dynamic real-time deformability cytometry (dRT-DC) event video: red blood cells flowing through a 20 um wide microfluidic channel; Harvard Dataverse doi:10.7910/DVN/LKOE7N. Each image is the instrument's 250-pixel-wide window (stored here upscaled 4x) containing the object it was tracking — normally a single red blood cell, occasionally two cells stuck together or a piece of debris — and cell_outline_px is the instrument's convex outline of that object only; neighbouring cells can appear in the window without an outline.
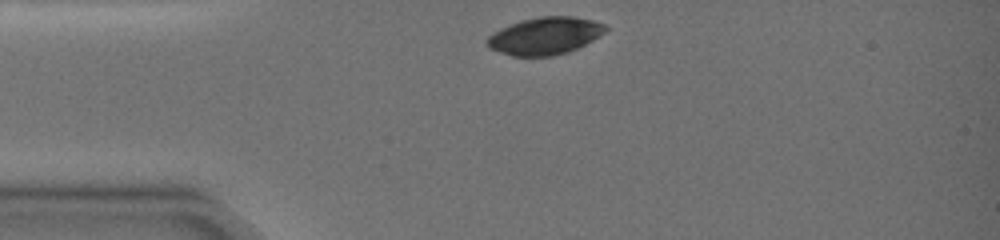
{"species": "common noctule bat (a hibernating species)", "species_latin": "Nyctalus noctula", "temperature_condition": "warm", "stored_images_in_passage": 5, "camera_frame_rate_fps": 3000, "um_per_image_px": 0.085, "animal": {"sex": "female", "body_mass_g": 19.0, "forearm_length_mm": 51.5}, "frame": {"image": 1, "passage_image": 1, "time_ms": 0.0, "image_size_px": [1000, 240], "cell_outline_px": [[608, 28], [604, 32], [592, 40], [568, 52], [552, 56], [512, 56], [488, 48], [484, 44], [484, 40], [492, 32], [500, 28], [520, 20], [540, 16], [572, 16], [592, 20], [604, 24]], "centroid_in_image_um": [46.25, 3.05], "position_along_channel_um": 38.8, "area_um2": 25.89}}